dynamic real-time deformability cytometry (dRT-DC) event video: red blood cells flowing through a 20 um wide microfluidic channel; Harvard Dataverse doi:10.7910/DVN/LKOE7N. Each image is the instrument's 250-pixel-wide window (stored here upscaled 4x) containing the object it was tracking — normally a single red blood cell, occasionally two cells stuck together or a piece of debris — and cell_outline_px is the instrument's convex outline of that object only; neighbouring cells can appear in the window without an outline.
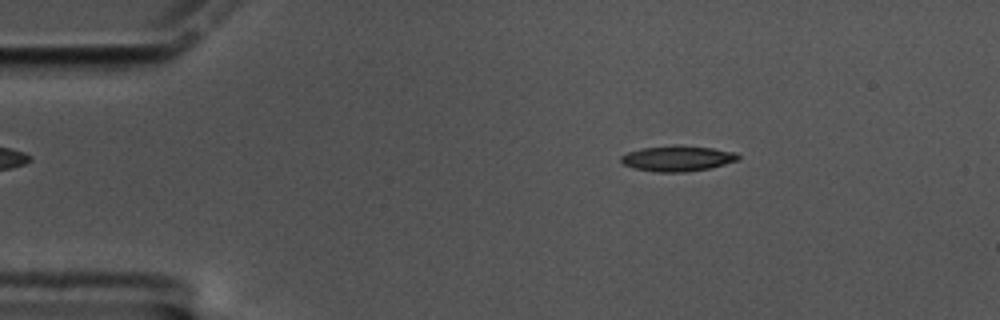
{"species": "common noctule bat (a hibernating species)", "species_latin": "Nyctalus noctula", "temperature_condition": "cold", "stored_images_in_passage": 59, "camera_frame_rate_fps": 3000, "um_per_image_px": 0.085, "animal": {"sex": "male", "body_mass_g": 17.5, "forearm_length_mm": 52.3}, "frame": {"image": 1, "passage_image": 9, "time_ms": 2.667, "image_size_px": [1000, 320], "cell_outline_px": [[740, 160], [708, 168], [684, 172], [656, 172], [632, 168], [624, 164], [620, 160], [620, 156], [628, 152], [640, 148], [680, 144], [712, 148], [736, 152], [740, 156]], "centroid_in_image_um": [57.58, 13.45], "position_along_channel_um": 27.4, "area_um2": 17.63}}
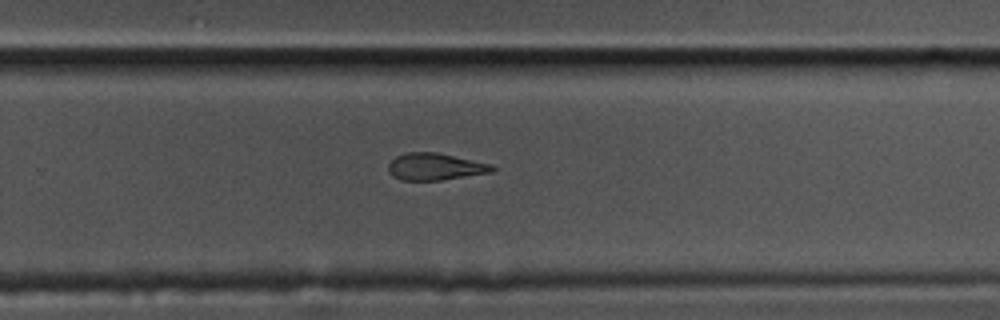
{"frame": {"image": 2, "passage_image": 38, "time_ms": 12.333, "image_size_px": [1000, 320], "cell_outline_px": [[496, 168], [492, 172], [440, 180], [400, 180], [392, 176], [388, 172], [388, 164], [396, 156], [408, 152], [436, 152], [492, 164]], "centroid_in_image_um": [36.96, 14.17], "position_along_channel_um": 292.8, "area_um2": 16.3}}
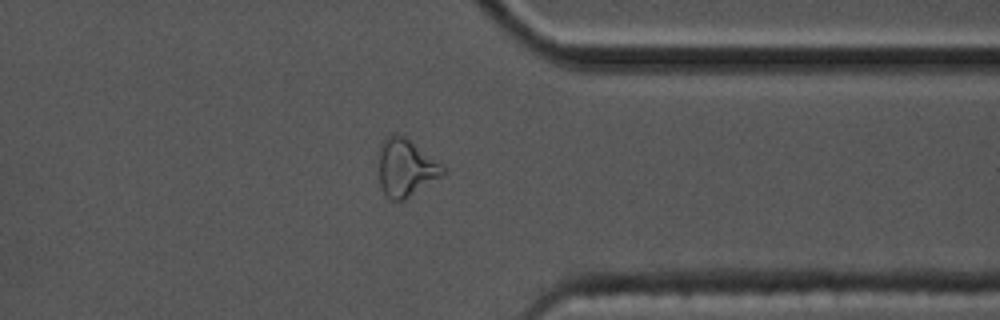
{"frame": {"image": 3, "passage_image": 46, "time_ms": 15.0, "image_size_px": [1000, 320], "cell_outline_px": [[444, 176], [404, 200], [392, 200], [384, 192], [380, 184], [380, 144], [392, 132], [396, 132], [404, 136], [440, 164], [444, 168]], "centroid_in_image_um": [34.49, 14.26], "position_along_channel_um": 376.9, "area_um2": 21.1}, "authors_computed_cell_mechanics": {"area_um2": 17.4556, "velocity_mm_per_s": 3.3438, "shape_relaxation_time_tau1_ms": 7.8083, "shape_relaxation_time_tau2_ms": 4.1988, "deformation_change_tau1": 0.1888, "deformation_change_tau2": 0.1341}}